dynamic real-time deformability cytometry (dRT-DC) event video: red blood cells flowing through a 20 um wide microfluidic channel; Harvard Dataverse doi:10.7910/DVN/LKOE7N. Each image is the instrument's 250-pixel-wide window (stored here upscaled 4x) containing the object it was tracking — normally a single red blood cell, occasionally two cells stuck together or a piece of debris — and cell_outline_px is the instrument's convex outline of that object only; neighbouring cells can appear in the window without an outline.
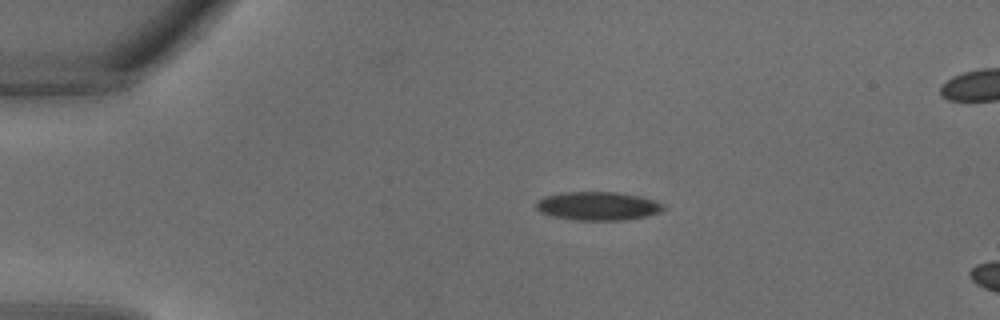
{"species": "common noctule bat (a hibernating species)", "species_latin": "Nyctalus noctula", "temperature_condition": "warm", "stored_images_in_passage": 4, "camera_frame_rate_fps": 3000, "um_per_image_px": 0.085, "animal": {"sex": "male", "body_mass_g": 18.8}, "frame": {"image": 1, "passage_image": 1, "time_ms": 0.0, "image_size_px": [1000, 320], "cell_outline_px": [[668, 208], [660, 212], [644, 216], [624, 220], [576, 220], [552, 216], [540, 212], [536, 208], [536, 200], [544, 196], [560, 192], [616, 192], [656, 200], [664, 204]], "centroid_in_image_um": [50.8, 17.51], "position_along_channel_um": 34.2, "area_um2": 21.27}}